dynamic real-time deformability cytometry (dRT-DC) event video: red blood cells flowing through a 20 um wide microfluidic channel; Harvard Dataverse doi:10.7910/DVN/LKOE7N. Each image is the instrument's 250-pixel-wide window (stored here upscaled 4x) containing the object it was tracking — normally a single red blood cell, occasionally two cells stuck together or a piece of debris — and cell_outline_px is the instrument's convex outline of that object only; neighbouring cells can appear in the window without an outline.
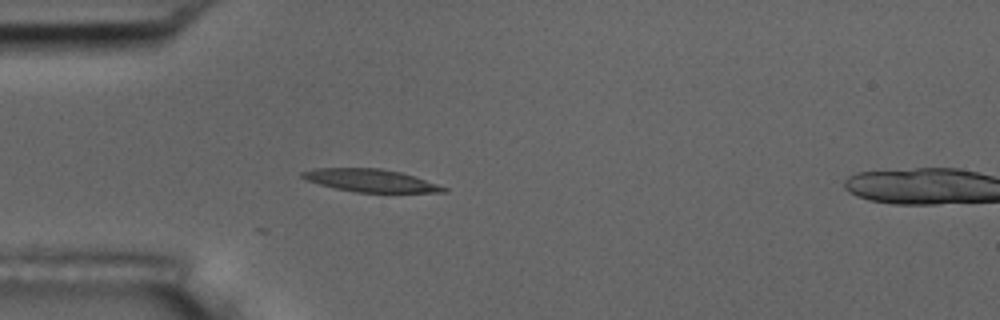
{"species": "common noctule bat (a hibernating species)", "species_latin": "Nyctalus noctula", "temperature_condition": "room temperature", "stored_images_in_passage": 2, "camera_frame_rate_fps": 3000, "um_per_image_px": 0.085, "animal": {"sex": "male", "body_mass_g": 17.5, "forearm_length_mm": 52.3}, "frame": {"image": 1, "passage_image": 2, "time_ms": 0.333, "image_size_px": [1000, 320], "cell_outline_px": [[448, 192], [356, 192], [336, 188], [320, 184], [308, 180], [300, 176], [300, 172], [312, 168], [380, 168], [400, 172], [448, 188]], "centroid_in_image_um": [31.45, 15.33], "position_along_channel_um": 53.5, "area_um2": 18.38}}